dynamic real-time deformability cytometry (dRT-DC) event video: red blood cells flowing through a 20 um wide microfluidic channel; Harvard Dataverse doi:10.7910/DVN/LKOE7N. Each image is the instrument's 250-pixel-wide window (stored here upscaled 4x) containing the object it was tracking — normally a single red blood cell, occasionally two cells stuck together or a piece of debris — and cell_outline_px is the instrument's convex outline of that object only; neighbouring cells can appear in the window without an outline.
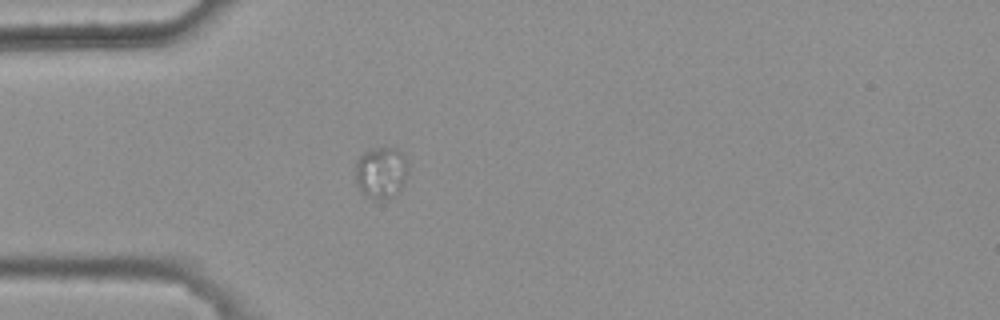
{"species": "common noctule bat (a hibernating species)", "species_latin": "Nyctalus noctula", "temperature_condition": "warm", "stored_images_in_passage": 5, "camera_frame_rate_fps": 3000, "um_per_image_px": 0.085, "animal": {"sex": "female", "body_mass_g": 25.1}, "frame": {"image": 1, "passage_image": 5, "time_ms": 1.333, "image_size_px": [1000, 320], "cell_outline_px": [[408, 172], [404, 184], [400, 192], [388, 200], [372, 200], [356, 184], [356, 160], [364, 152], [372, 148], [396, 148], [404, 156], [408, 164]], "centroid_in_image_um": [32.42, 14.69], "position_along_channel_um": 52.6, "area_um2": 16.13}}